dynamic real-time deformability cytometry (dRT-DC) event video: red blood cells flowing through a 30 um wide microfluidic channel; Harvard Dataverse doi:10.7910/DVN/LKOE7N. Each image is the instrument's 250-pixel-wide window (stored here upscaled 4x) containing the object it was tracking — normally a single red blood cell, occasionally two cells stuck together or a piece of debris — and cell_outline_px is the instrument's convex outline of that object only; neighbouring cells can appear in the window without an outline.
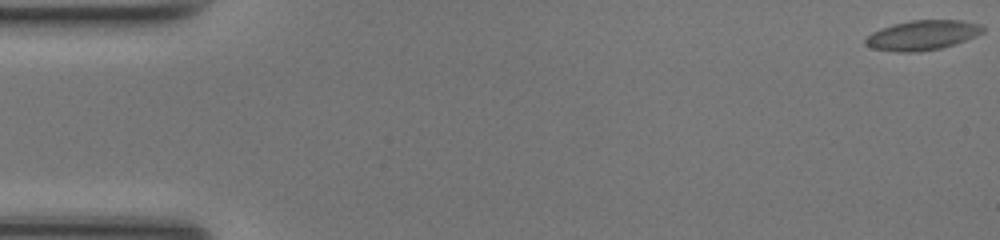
{"species": "common noctule bat (a hibernating species)", "species_latin": "Nyctalus noctula", "temperature_condition": "room temperature", "stored_images_in_passage": 50, "camera_frame_rate_fps": 3000, "um_per_image_px": 0.085, "animal": {"sex": "female", "body_mass_g": 17.0, "forearm_length_mm": 48.0}, "frame": {"image": 1, "passage_image": 1, "time_ms": 0.0, "image_size_px": [1000, 240], "cell_outline_px": [[984, 32], [976, 36], [940, 48], [912, 52], [896, 52], [872, 48], [864, 44], [864, 40], [872, 32], [892, 24], [912, 20], [960, 20], [980, 24], [984, 28]], "centroid_in_image_um": [78.38, 2.98], "position_along_channel_um": 6.6, "area_um2": 20.17}}
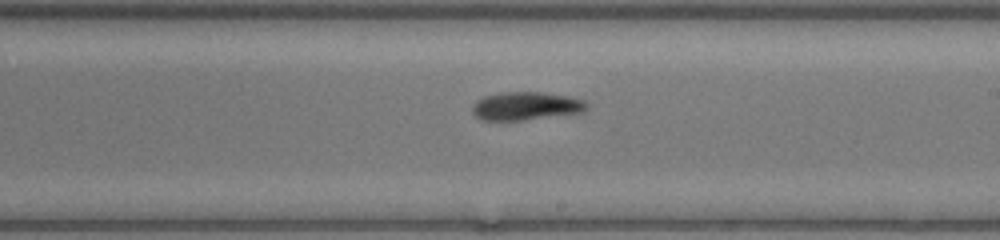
{"frame": {"image": 2, "passage_image": 29, "time_ms": 9.333, "image_size_px": [1000, 240], "cell_outline_px": [[588, 108], [584, 112], [524, 120], [480, 120], [472, 112], [472, 104], [476, 100], [484, 96], [500, 92], [540, 92], [568, 96], [584, 100], [588, 104]], "centroid_in_image_um": [44.69, 9.01], "position_along_channel_um": 244.3, "area_um2": 18.96}}
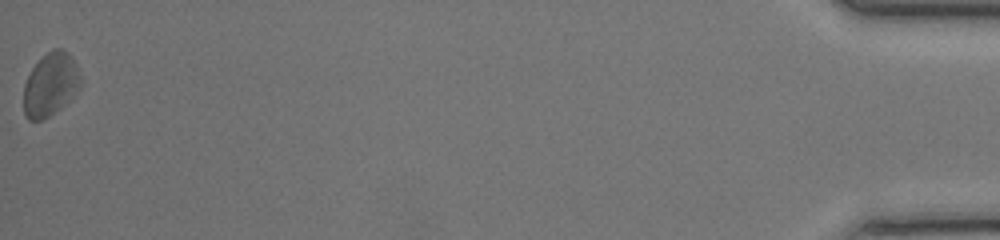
{"frame": {"image": 3, "passage_image": 50, "time_ms": 16.333, "image_size_px": [1000, 240], "cell_outline_px": [[84, 80], [80, 88], [72, 96], [48, 116], [40, 120], [28, 120], [24, 112], [24, 84], [32, 68], [52, 48], [60, 48], [68, 52], [72, 56]], "centroid_in_image_um": [4.32, 7.14], "position_along_channel_um": 430.9, "area_um2": 20.81}, "authors_computed_cell_mechanics": {"area_um2": 19.0162, "velocity_mm_per_s": 4.198, "shape_relaxation_time_tau1_ms": 3.3362, "shape_relaxation_time_tau2_ms": 6.1508, "deformation_change_tau1": 0.0968, "deformation_change_tau2": 0.1986}}